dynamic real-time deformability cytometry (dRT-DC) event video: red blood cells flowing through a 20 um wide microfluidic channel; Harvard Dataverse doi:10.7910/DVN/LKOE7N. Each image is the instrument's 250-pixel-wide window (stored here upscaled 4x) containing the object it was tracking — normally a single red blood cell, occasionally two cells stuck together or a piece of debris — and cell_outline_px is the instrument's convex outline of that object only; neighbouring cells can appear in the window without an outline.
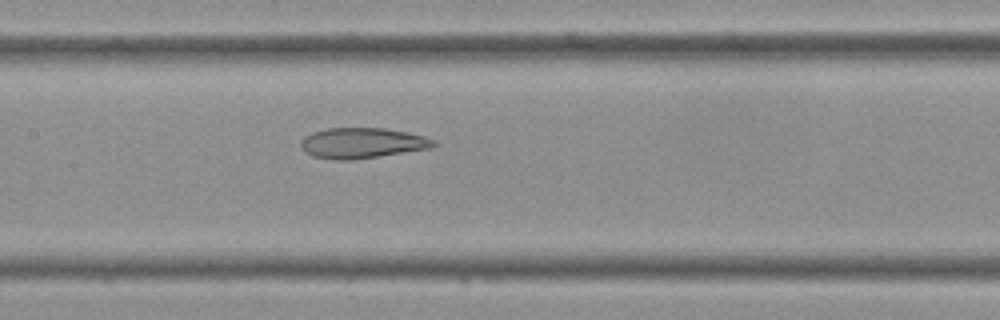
{"species": "Egyptian fruit bat (a non-hibernating species)", "species_latin": "Rousettus aegyptiacus", "temperature_condition": "cold", "stored_images_in_passage": 41, "camera_frame_rate_fps": 3000, "um_per_image_px": 0.085, "frame": {"image": 1, "passage_image": 19, "time_ms": 6.0, "image_size_px": [1000, 320], "cell_outline_px": [[436, 144], [432, 148], [352, 160], [336, 160], [312, 156], [304, 152], [300, 144], [300, 140], [304, 136], [312, 132], [328, 128], [384, 128], [408, 132], [424, 136], [436, 140]], "centroid_in_image_um": [30.77, 12.16], "position_along_channel_um": 176.6, "area_um2": 23.76}}
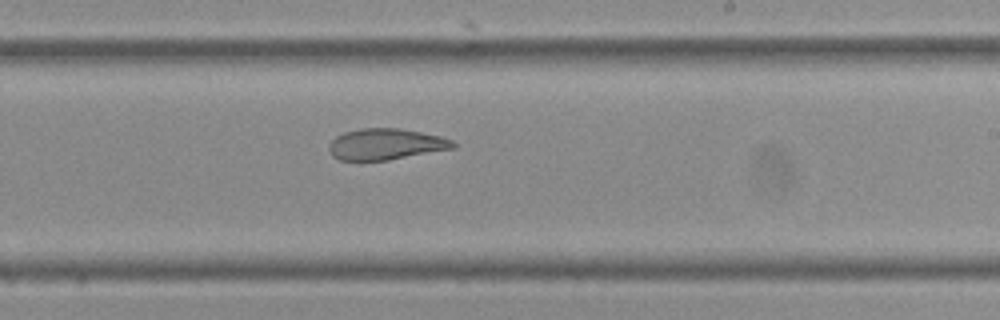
{"frame": {"image": 2, "passage_image": 24, "time_ms": 7.667, "image_size_px": [1000, 320], "cell_outline_px": [[456, 148], [388, 160], [340, 160], [332, 156], [328, 148], [328, 144], [336, 136], [344, 132], [360, 128], [400, 128], [440, 136], [452, 140], [456, 144]], "centroid_in_image_um": [32.78, 12.25], "position_along_channel_um": 256.2, "area_um2": 22.6}}
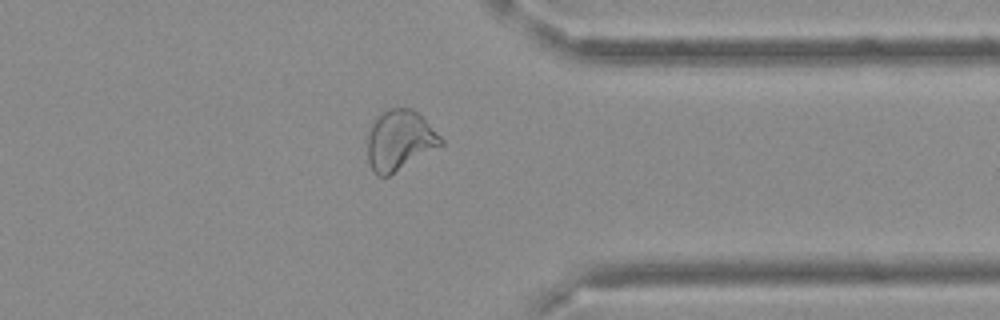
{"frame": {"image": 3, "passage_image": 32, "time_ms": 10.333, "image_size_px": [1000, 320], "cell_outline_px": [[444, 144], [388, 176], [380, 176], [372, 172], [368, 160], [368, 128], [372, 120], [388, 108], [412, 108], [444, 140]], "centroid_in_image_um": [33.93, 11.92], "position_along_channel_um": 377.5, "area_um2": 25.61}}